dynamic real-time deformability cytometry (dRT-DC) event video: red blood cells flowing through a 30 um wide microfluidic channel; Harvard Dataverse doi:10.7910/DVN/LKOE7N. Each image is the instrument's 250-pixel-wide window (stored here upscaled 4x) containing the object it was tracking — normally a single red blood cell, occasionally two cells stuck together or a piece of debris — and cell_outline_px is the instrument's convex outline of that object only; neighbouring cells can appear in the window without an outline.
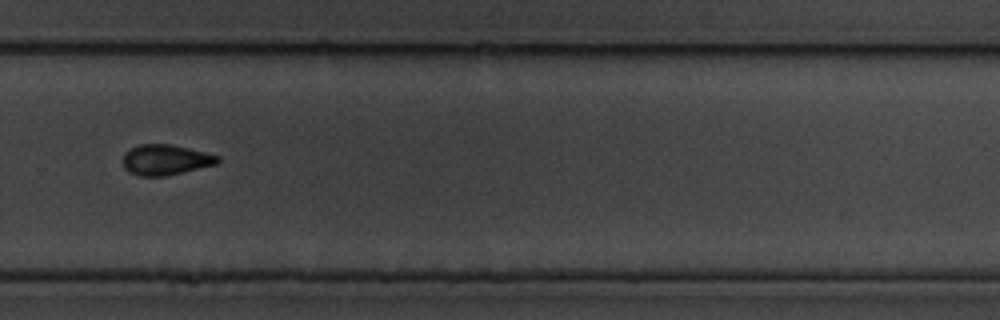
{"species": "common noctule bat (a hibernating species)", "species_latin": "Nyctalus noctula", "temperature_condition": "cold", "stored_images_in_passage": 16, "camera_frame_rate_fps": 3000, "um_per_image_px": 0.085, "animal": {"sex": "male", "body_mass_g": 19.5, "forearm_length_mm": 54.6}, "frame": {"image": 1, "passage_image": 12, "time_ms": 13.667, "image_size_px": [1000, 320], "cell_outline_px": [[220, 160], [216, 164], [164, 176], [140, 176], [128, 172], [124, 168], [124, 152], [140, 144], [168, 144], [188, 148], [220, 156]], "centroid_in_image_um": [14.05, 13.58], "position_along_channel_um": 315.7, "area_um2": 16.59}}
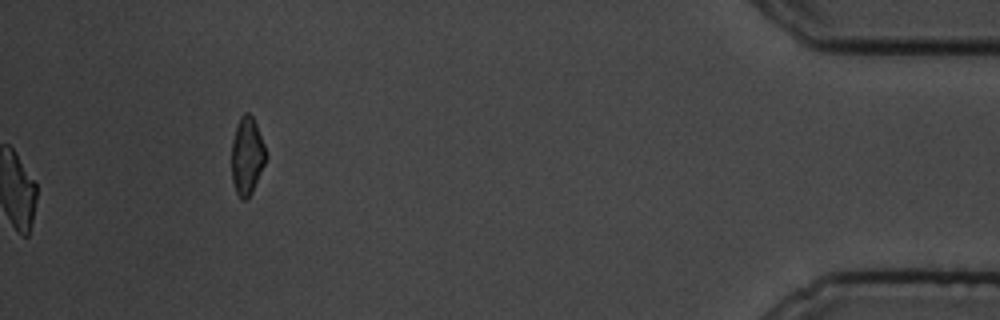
{"frame": {"image": 2, "passage_image": 16, "time_ms": 18.333, "image_size_px": [1000, 320], "cell_outline_px": [[264, 164], [252, 192], [244, 200], [240, 200], [236, 192], [232, 180], [232, 140], [236, 124], [240, 116], [244, 112], [248, 112], [252, 116], [256, 124], [264, 144]], "centroid_in_image_um": [20.96, 13.23], "position_along_channel_um": 414.2, "area_um2": 15.26}, "authors_computed_cell_mechanics": {"area_um2": 20.1433, "velocity_mm_per_s": 3.3821, "shape_relaxation_time_tau1_ms": 7.7263, "shape_relaxation_time_tau2_ms": 2.0759, "deformation_change_tau1": 0.1786, "deformation_change_tau2": 0.0567}}